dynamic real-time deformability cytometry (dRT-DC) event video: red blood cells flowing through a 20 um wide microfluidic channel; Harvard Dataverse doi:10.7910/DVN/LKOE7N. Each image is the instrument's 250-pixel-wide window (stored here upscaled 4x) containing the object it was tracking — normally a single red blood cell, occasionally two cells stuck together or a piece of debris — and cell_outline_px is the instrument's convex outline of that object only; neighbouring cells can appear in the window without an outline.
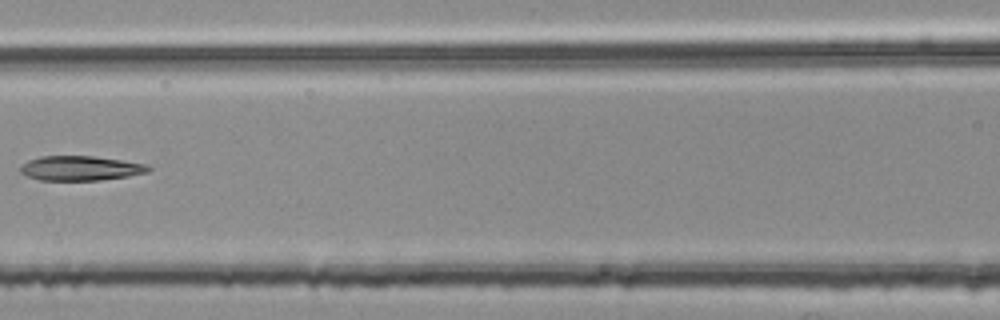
{"species": "common noctule bat (a hibernating species)", "species_latin": "Nyctalus noctula", "temperature_condition": "room temperature", "stored_images_in_passage": 6, "camera_frame_rate_fps": 3000, "um_per_image_px": 0.085, "animal": {"sex": "female", "body_mass_g": 25.1}, "frame": {"image": 1, "passage_image": 6, "time_ms": 1.667, "image_size_px": [1000, 320], "cell_outline_px": [[152, 168], [148, 172], [128, 176], [100, 180], [40, 180], [28, 176], [20, 172], [20, 168], [28, 160], [40, 156], [92, 156], [148, 164]], "centroid_in_image_um": [6.86, 14.3], "position_along_channel_um": 159.7, "area_um2": 18.26}}